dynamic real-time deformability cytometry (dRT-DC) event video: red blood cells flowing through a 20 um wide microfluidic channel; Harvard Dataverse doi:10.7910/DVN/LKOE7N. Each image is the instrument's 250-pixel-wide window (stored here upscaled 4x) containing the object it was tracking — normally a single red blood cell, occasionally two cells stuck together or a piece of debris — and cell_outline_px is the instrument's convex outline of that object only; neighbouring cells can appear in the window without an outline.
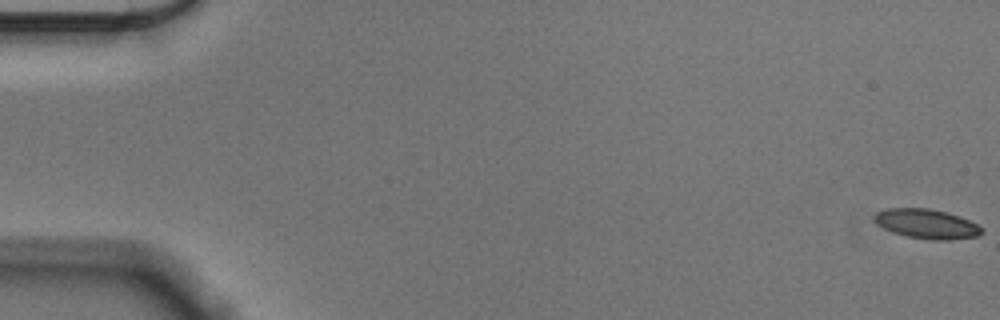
{"species": "Egyptian fruit bat (a non-hibernating species)", "species_latin": "Rousettus aegyptiacus", "temperature_condition": "cold", "stored_images_in_passage": 57, "camera_frame_rate_fps": 3000, "um_per_image_px": 0.085, "animal": {"sex": "male"}, "frame": {"image": 1, "passage_image": 1, "time_ms": 0.0, "image_size_px": [1000, 320], "cell_outline_px": [[984, 232], [980, 236], [948, 240], [932, 240], [908, 236], [892, 232], [876, 224], [872, 216], [876, 212], [888, 208], [928, 208], [944, 212], [968, 220], [976, 224]], "centroid_in_image_um": [78.73, 19.03], "position_along_channel_um": 6.3, "area_um2": 18.32}}
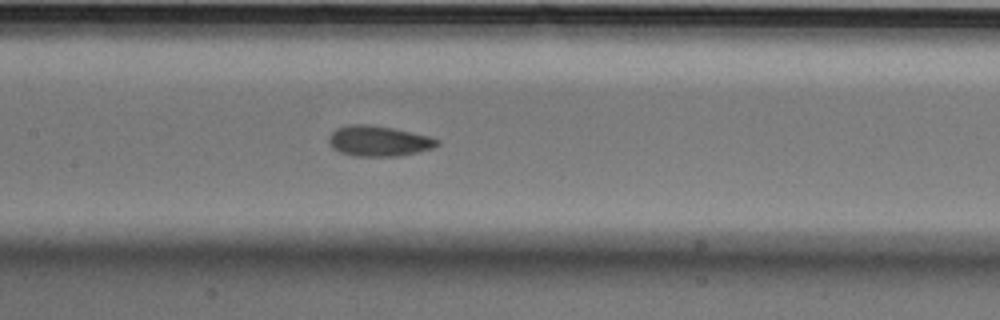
{"frame": {"image": 2, "passage_image": 28, "time_ms": 9.0, "image_size_px": [1000, 320], "cell_outline_px": [[440, 144], [432, 148], [400, 156], [352, 156], [340, 152], [332, 148], [328, 140], [328, 136], [336, 128], [348, 124], [372, 124], [412, 132], [428, 136], [440, 140]], "centroid_in_image_um": [32.16, 11.98], "position_along_channel_um": 175.2, "area_um2": 19.36}}
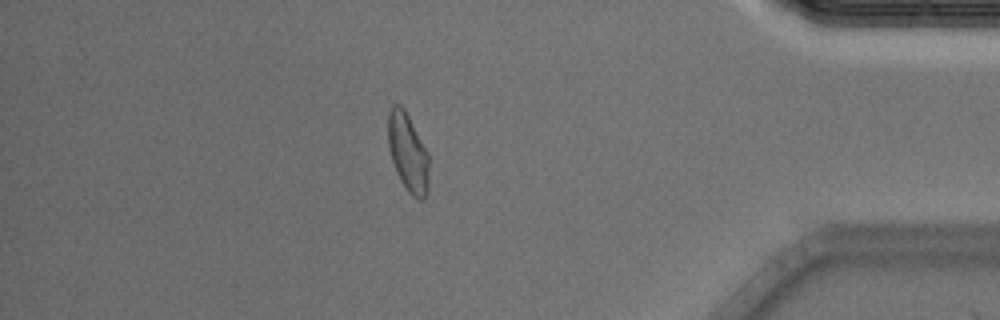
{"frame": {"image": 3, "passage_image": 50, "time_ms": 16.333, "image_size_px": [1000, 320], "cell_outline_px": [[428, 188], [424, 196], [420, 200], [412, 196], [408, 192], [400, 180], [396, 172], [388, 148], [388, 112], [392, 104], [400, 104], [404, 108], [428, 152]], "centroid_in_image_um": [34.65, 12.94], "position_along_channel_um": 400.5, "area_um2": 18.67}, "authors_computed_cell_mechanics": {"area_um2": 18.6694, "velocity_mm_per_s": 3.5604, "shape_relaxation_time_tau1_ms": 7.6815, "shape_relaxation_time_tau2_ms": 1.6319, "deformation_change_tau1": 0.1859, "deformation_change_tau2": 0.0676}}